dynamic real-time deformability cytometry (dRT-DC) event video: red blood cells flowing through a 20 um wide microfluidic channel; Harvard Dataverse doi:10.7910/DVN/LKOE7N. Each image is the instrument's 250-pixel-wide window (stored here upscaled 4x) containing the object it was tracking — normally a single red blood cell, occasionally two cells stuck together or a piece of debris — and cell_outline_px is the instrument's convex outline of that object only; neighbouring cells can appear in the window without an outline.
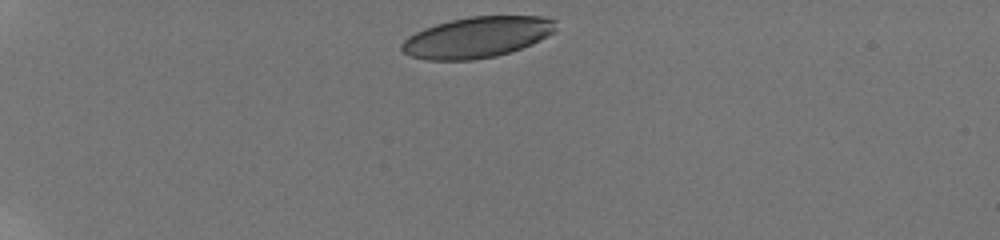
{"species": "human", "species_latin": "Homo sapiens", "temperature_condition": "room temperature", "stored_images_in_passage": 5, "camera_frame_rate_fps": 3000, "um_per_image_px": 0.085, "donor": {"sex": "male"}, "frame": {"image": 1, "passage_image": 1, "time_ms": 0.0, "image_size_px": [1000, 240], "cell_outline_px": [[556, 32], [532, 44], [496, 56], [472, 60], [428, 60], [412, 56], [404, 52], [400, 48], [400, 44], [408, 36], [424, 28], [436, 24], [468, 16], [540, 16], [556, 20]], "centroid_in_image_um": [40.56, 3.16], "position_along_channel_um": 44.4, "area_um2": 36.7}}
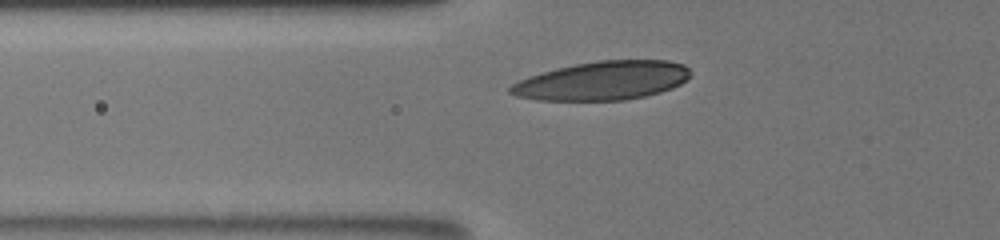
{"frame": {"image": 2, "passage_image": 4, "time_ms": 2.333, "image_size_px": [1000, 240], "cell_outline_px": [[692, 72], [688, 80], [672, 88], [660, 92], [644, 96], [624, 100], [536, 100], [516, 96], [508, 92], [508, 88], [512, 84], [528, 76], [556, 68], [596, 60], [668, 60], [684, 64]], "centroid_in_image_um": [51.23, 6.85], "position_along_channel_um": 74.6, "area_um2": 40.81}}